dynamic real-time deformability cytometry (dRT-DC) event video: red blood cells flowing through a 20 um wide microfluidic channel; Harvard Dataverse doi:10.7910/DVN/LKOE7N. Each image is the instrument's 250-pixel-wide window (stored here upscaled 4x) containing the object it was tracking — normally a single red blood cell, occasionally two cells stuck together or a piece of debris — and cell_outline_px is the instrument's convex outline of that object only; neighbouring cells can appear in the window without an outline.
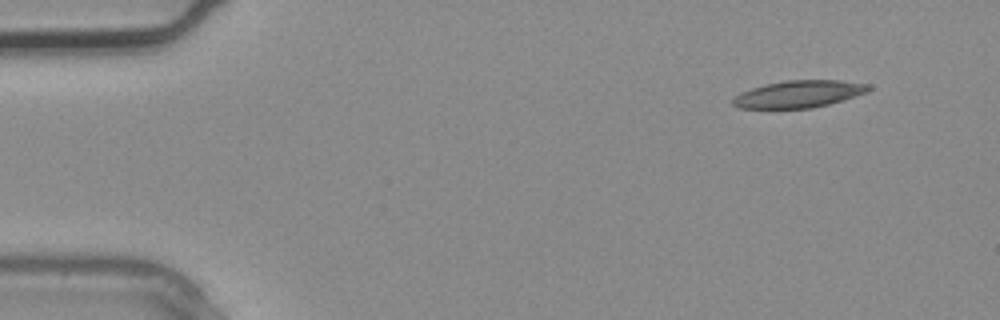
{"species": "common noctule bat (a hibernating species)", "species_latin": "Nyctalus noctula", "temperature_condition": "warm", "stored_images_in_passage": 3, "camera_frame_rate_fps": 3000, "um_per_image_px": 0.085, "animal": {"sex": "male", "body_mass_g": 20.4}, "frame": {"image": 1, "passage_image": 1, "time_ms": 0.0, "image_size_px": [1000, 320], "cell_outline_px": [[872, 88], [868, 92], [828, 104], [812, 108], [740, 108], [732, 104], [732, 100], [740, 92], [764, 84], [784, 80], [840, 80], [868, 84]], "centroid_in_image_um": [67.9, 7.98], "position_along_channel_um": 17.1, "area_um2": 21.39}}
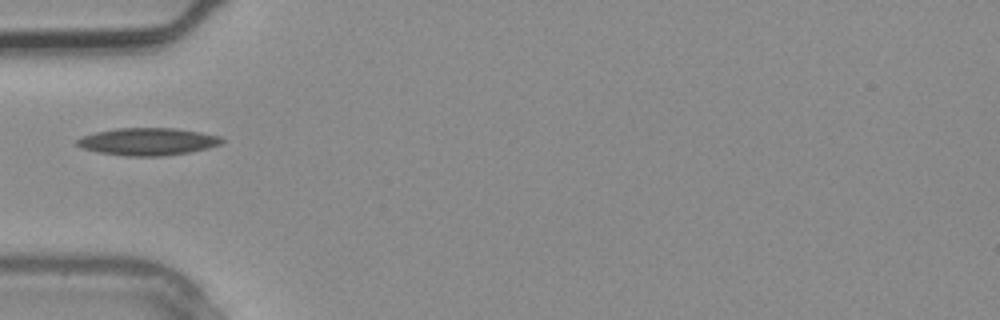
{"frame": {"image": 2, "passage_image": 3, "time_ms": 0.667, "image_size_px": [1000, 320], "cell_outline_px": [[224, 140], [220, 144], [208, 148], [188, 152], [164, 156], [124, 156], [100, 152], [84, 148], [76, 144], [76, 140], [80, 136], [96, 132], [116, 128], [176, 128], [200, 132], [220, 136]], "centroid_in_image_um": [12.56, 12.03], "position_along_channel_um": 72.4, "area_um2": 23.06}}